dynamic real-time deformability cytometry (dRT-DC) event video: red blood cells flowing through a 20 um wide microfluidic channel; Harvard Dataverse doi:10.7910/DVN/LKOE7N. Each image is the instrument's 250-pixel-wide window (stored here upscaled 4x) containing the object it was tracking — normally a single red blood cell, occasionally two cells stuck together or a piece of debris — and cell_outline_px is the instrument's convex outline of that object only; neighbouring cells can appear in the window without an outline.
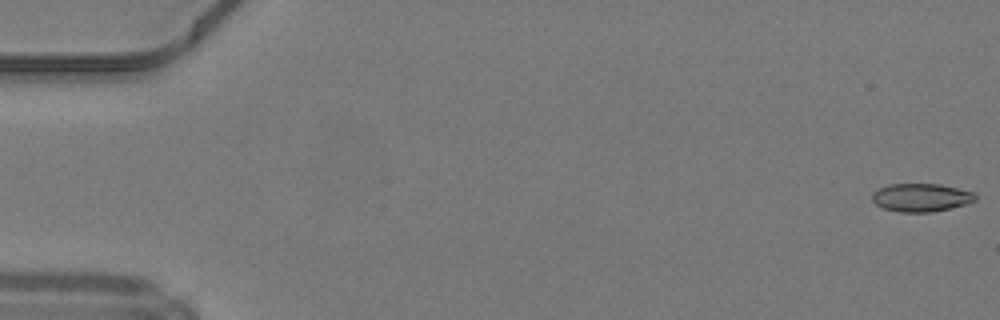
{"species": "common noctule bat (a hibernating species)", "species_latin": "Nyctalus noctula", "temperature_condition": "warm", "stored_images_in_passage": 9, "camera_frame_rate_fps": 3000, "um_per_image_px": 0.085, "animal": {"sex": "male", "body_mass_g": 19.2, "forearm_length_mm": 51.8}, "frame": {"image": 1, "passage_image": 1, "time_ms": 0.0, "image_size_px": [1000, 320], "cell_outline_px": [[976, 200], [964, 204], [932, 212], [900, 212], [884, 208], [876, 204], [872, 200], [872, 192], [888, 184], [940, 184], [976, 192]], "centroid_in_image_um": [78.29, 16.78], "position_along_channel_um": 6.7, "area_um2": 16.88}}